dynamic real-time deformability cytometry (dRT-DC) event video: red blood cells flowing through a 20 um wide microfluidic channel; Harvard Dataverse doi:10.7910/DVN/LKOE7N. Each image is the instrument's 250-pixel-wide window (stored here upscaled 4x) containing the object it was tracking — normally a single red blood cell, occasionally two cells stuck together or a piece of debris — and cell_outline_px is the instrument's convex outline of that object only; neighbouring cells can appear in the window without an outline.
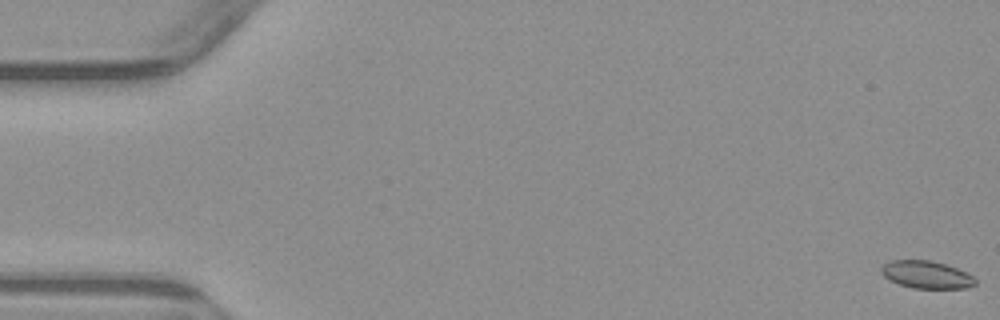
{"species": "common noctule bat (a hibernating species)", "species_latin": "Nyctalus noctula", "temperature_condition": "warm", "stored_images_in_passage": 6, "camera_frame_rate_fps": 3000, "um_per_image_px": 0.085, "animal": {"sex": "male", "body_mass_g": 23.1, "forearm_length_mm": 52.7}, "frame": {"image": 1, "passage_image": 1, "time_ms": 0.0, "image_size_px": [1000, 320], "cell_outline_px": [[976, 284], [964, 288], [912, 288], [900, 284], [884, 276], [880, 272], [880, 268], [884, 264], [892, 260], [932, 260], [956, 268], [972, 276], [976, 280]], "centroid_in_image_um": [78.73, 23.34], "position_along_channel_um": 6.3, "area_um2": 14.85}}
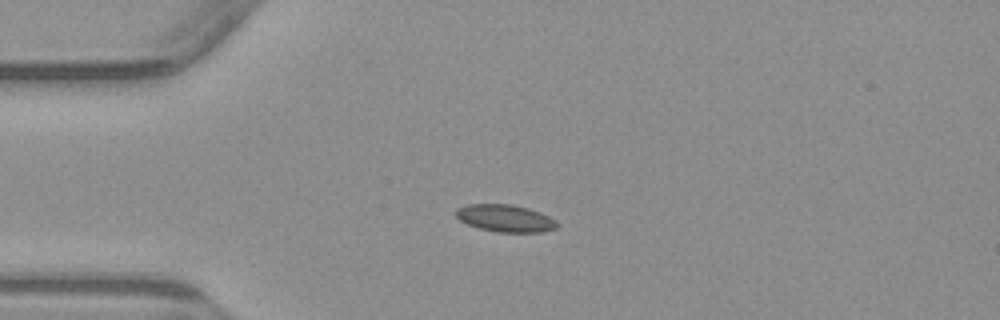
{"frame": {"image": 2, "passage_image": 4, "time_ms": 4.333, "image_size_px": [1000, 320], "cell_outline_px": [[560, 224], [556, 228], [540, 232], [500, 232], [480, 228], [468, 224], [460, 220], [456, 216], [456, 208], [468, 204], [512, 204], [528, 208], [540, 212], [556, 220]], "centroid_in_image_um": [42.97, 18.54], "position_along_channel_um": 42.0, "area_um2": 16.01}}
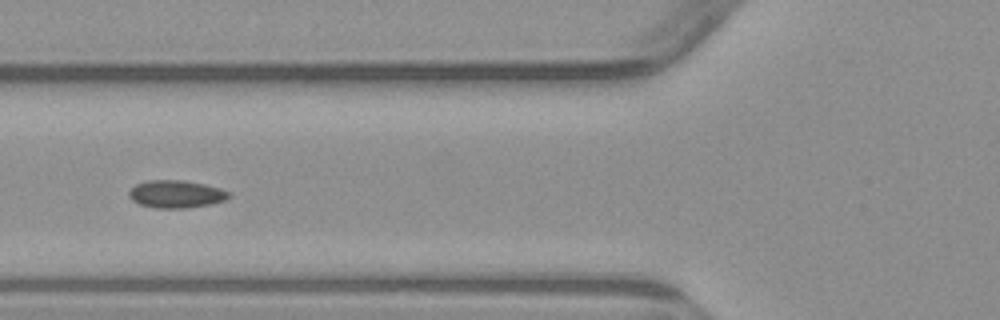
{"frame": {"image": 3, "passage_image": 6, "time_ms": 6.667, "image_size_px": [1000, 320], "cell_outline_px": [[228, 196], [224, 200], [208, 204], [188, 208], [156, 208], [140, 204], [132, 200], [128, 196], [128, 192], [136, 184], [148, 180], [184, 180], [204, 184], [220, 188], [228, 192]], "centroid_in_image_um": [14.92, 16.49], "position_along_channel_um": 110.9, "area_um2": 15.9}}